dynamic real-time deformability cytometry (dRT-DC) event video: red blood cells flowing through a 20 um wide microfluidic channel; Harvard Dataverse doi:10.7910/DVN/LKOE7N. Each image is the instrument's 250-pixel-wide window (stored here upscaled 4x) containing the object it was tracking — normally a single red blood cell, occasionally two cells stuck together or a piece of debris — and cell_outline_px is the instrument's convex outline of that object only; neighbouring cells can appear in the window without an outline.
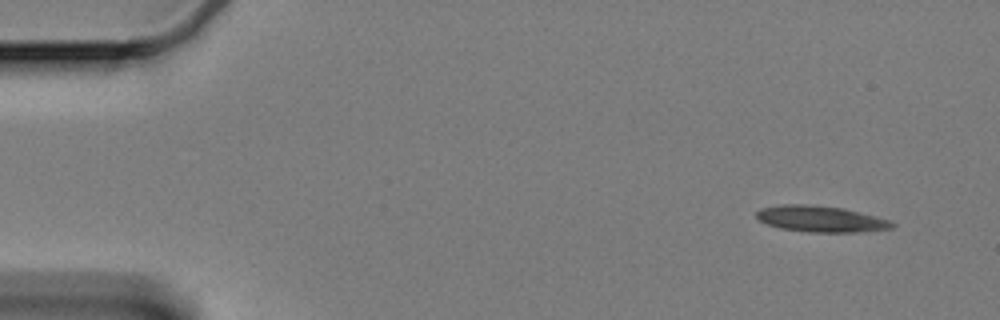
{"species": "Egyptian fruit bat (a non-hibernating species)", "species_latin": "Rousettus aegyptiacus", "temperature_condition": "cold", "stored_images_in_passage": 58, "camera_frame_rate_fps": 3000, "um_per_image_px": 0.085, "animal": {"sex": "female"}, "frame": {"image": 1, "passage_image": 1, "time_ms": 0.0, "image_size_px": [1000, 320], "cell_outline_px": [[896, 224], [892, 228], [860, 232], [808, 232], [780, 228], [768, 224], [760, 220], [756, 216], [756, 212], [760, 208], [784, 204], [808, 204], [840, 208], [876, 216], [888, 220]], "centroid_in_image_um": [69.75, 18.61], "position_along_channel_um": 15.3, "area_um2": 20.46}}
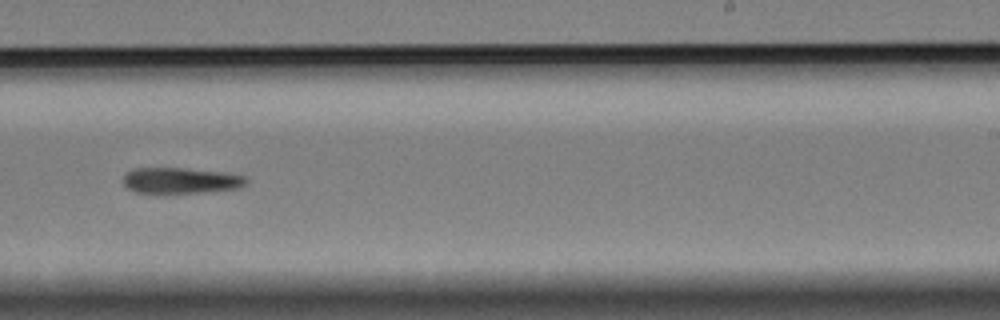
{"frame": {"image": 2, "passage_image": 34, "time_ms": 11.0, "image_size_px": [1000, 320], "cell_outline_px": [[248, 184], [240, 188], [204, 192], [136, 192], [128, 188], [124, 184], [124, 176], [132, 168], [184, 168], [220, 172], [244, 176], [248, 180]], "centroid_in_image_um": [15.39, 15.34], "position_along_channel_um": 273.6, "area_um2": 18.26}}
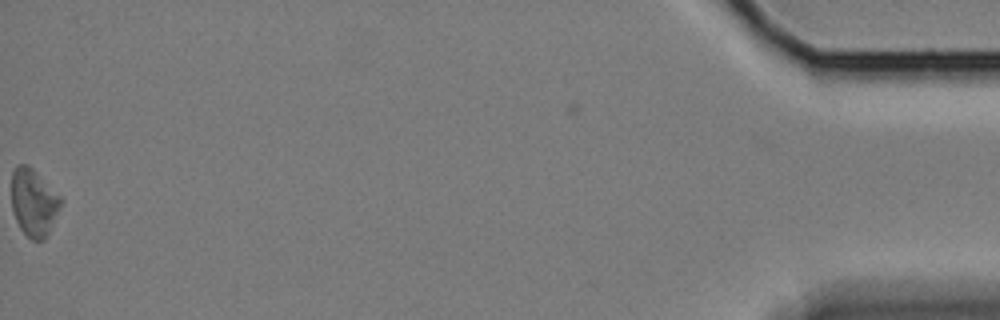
{"frame": {"image": 3, "passage_image": 57, "time_ms": 18.667, "image_size_px": [1000, 320], "cell_outline_px": [[64, 200], [44, 240], [32, 240], [20, 228], [16, 220], [12, 208], [12, 172], [20, 164], [28, 164]], "centroid_in_image_um": [2.87, 17.21], "position_along_channel_um": 432.3, "area_um2": 19.02}, "authors_computed_cell_mechanics": {"area_um2": 19.652, "velocity_mm_per_s": 3.3134, "shape_relaxation_time_tau1_ms": 6.683, "shape_relaxation_time_tau2_ms": null, "deformation_change_tau1": 0.175, "deformation_change_tau2": null}}